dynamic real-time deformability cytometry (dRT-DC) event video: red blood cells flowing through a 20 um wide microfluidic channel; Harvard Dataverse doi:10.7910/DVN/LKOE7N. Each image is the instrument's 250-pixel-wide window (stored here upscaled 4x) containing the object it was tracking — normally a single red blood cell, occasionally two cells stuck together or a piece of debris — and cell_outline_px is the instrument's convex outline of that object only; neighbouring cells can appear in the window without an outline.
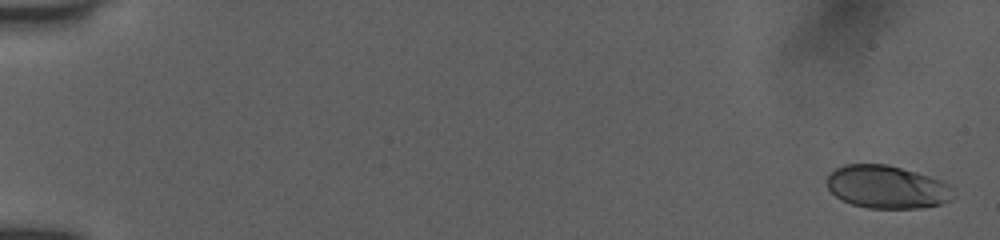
{"species": "human", "species_latin": "Homo sapiens", "temperature_condition": "room temperature", "stored_images_in_passage": 37, "camera_frame_rate_fps": 3000, "um_per_image_px": 0.085, "donor": {"sex": "female"}, "frame": {"image": 1, "passage_image": 2, "time_ms": 0.333, "image_size_px": [1000, 240], "cell_outline_px": [[948, 200], [940, 204], [920, 208], [868, 208], [852, 204], [836, 196], [828, 188], [828, 176], [836, 168], [844, 164], [888, 164], [944, 180], [948, 184]], "centroid_in_image_um": [75.34, 15.88], "position_along_channel_um": 9.7, "area_um2": 31.1}}
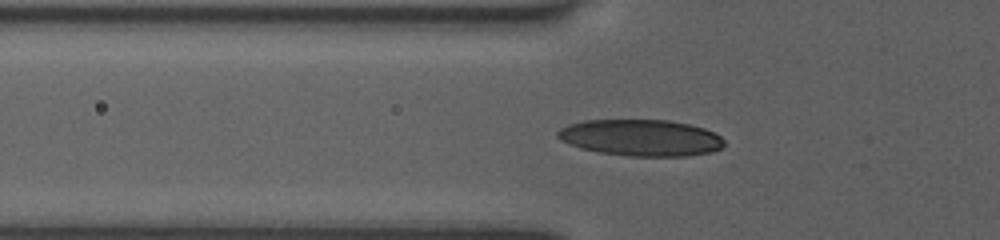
{"frame": {"image": 2, "passage_image": 30, "time_ms": 6.333, "image_size_px": [1000, 240], "cell_outline_px": [[724, 144], [720, 148], [712, 152], [688, 156], [628, 156], [600, 152], [580, 148], [568, 144], [560, 140], [556, 136], [556, 132], [560, 128], [568, 124], [584, 120], [668, 120], [688, 124], [704, 128], [720, 136], [724, 140]], "centroid_in_image_um": [54.44, 11.71], "position_along_channel_um": 71.4, "area_um2": 35.49}}
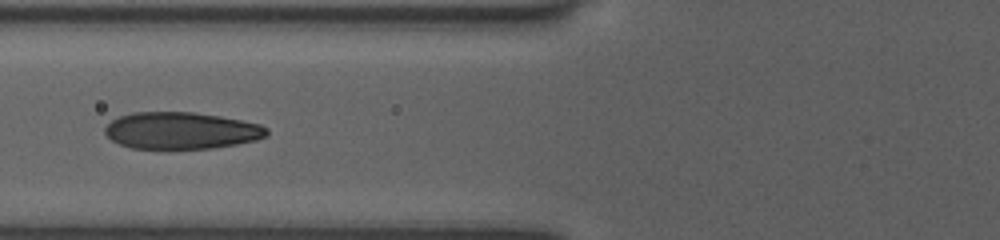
{"frame": {"image": 3, "passage_image": 36, "time_ms": 7.333, "image_size_px": [1000, 240], "cell_outline_px": [[268, 136], [256, 140], [236, 144], [212, 148], [132, 148], [120, 144], [112, 140], [104, 132], [104, 128], [112, 120], [120, 116], [132, 112], [192, 112], [220, 116], [260, 124], [268, 128]], "centroid_in_image_um": [15.42, 11.09], "position_along_channel_um": 110.4, "area_um2": 34.62}}